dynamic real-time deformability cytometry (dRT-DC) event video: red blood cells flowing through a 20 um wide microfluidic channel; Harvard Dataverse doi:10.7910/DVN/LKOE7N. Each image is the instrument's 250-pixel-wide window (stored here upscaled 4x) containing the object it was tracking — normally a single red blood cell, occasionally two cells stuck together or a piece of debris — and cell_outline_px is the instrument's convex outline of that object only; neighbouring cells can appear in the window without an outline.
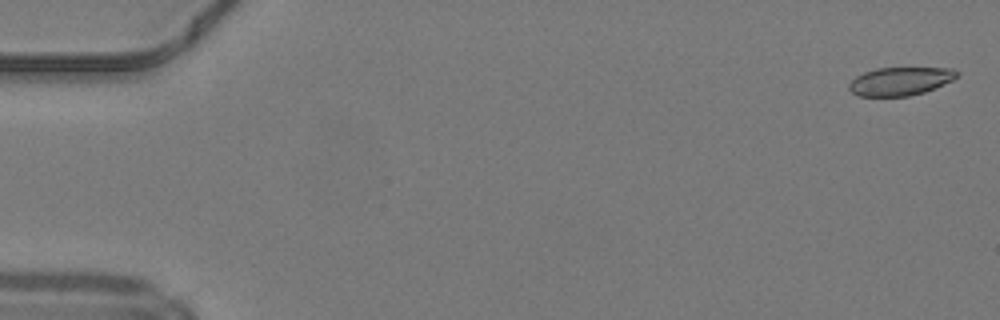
{"species": "common noctule bat (a hibernating species)", "species_latin": "Nyctalus noctula", "temperature_condition": "warm", "stored_images_in_passage": 50, "camera_frame_rate_fps": 3000, "um_per_image_px": 0.085, "animal": {"sex": "male", "body_mass_g": 19.2, "forearm_length_mm": 51.8}, "frame": {"image": 1, "passage_image": 2, "time_ms": 0.333, "image_size_px": [1000, 320], "cell_outline_px": [[960, 72], [952, 80], [924, 92], [908, 96], [860, 96], [852, 92], [848, 88], [848, 84], [856, 76], [864, 72], [876, 68], [952, 68]], "centroid_in_image_um": [76.5, 6.9], "position_along_channel_um": 8.5, "area_um2": 17.63}}
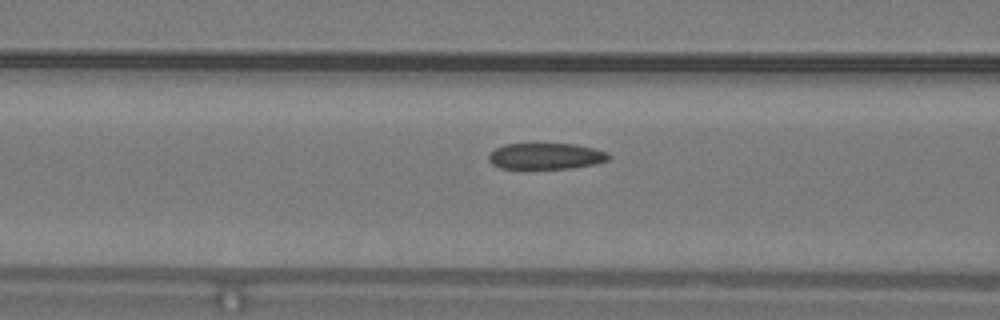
{"frame": {"image": 2, "passage_image": 21, "time_ms": 6.667, "image_size_px": [1000, 320], "cell_outline_px": [[612, 156], [608, 160], [596, 164], [572, 168], [500, 168], [492, 164], [488, 160], [488, 156], [496, 148], [504, 144], [576, 144], [596, 148], [608, 152]], "centroid_in_image_um": [46.45, 13.27], "position_along_channel_um": 120.1, "area_um2": 18.38}}
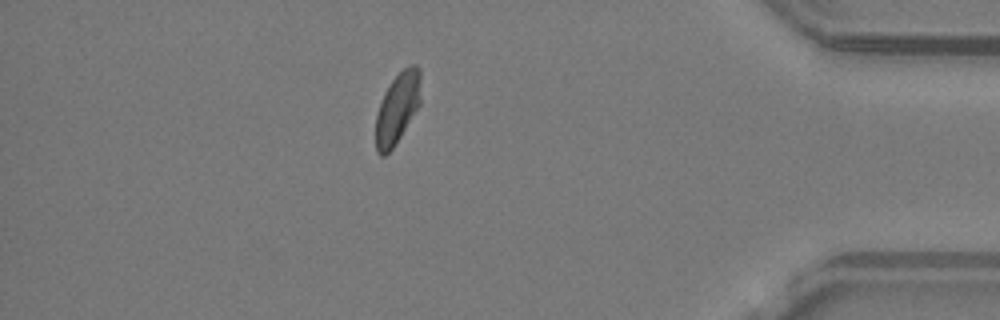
{"frame": {"image": 3, "passage_image": 44, "time_ms": 14.333, "image_size_px": [1000, 320], "cell_outline_px": [[420, 104], [400, 136], [392, 148], [384, 156], [380, 156], [376, 152], [376, 116], [380, 100], [384, 92], [392, 80], [408, 64], [416, 64], [420, 68]], "centroid_in_image_um": [33.77, 9.16], "position_along_channel_um": 401.4, "area_um2": 18.5}, "authors_computed_cell_mechanics": {"area_um2": 19.3052, "velocity_mm_per_s": 4.1999, "shape_relaxation_time_tau1_ms": 6.336, "shape_relaxation_time_tau2_ms": 1.673, "deformation_change_tau1": 0.1087, "deformation_change_tau2": 0.0652}}